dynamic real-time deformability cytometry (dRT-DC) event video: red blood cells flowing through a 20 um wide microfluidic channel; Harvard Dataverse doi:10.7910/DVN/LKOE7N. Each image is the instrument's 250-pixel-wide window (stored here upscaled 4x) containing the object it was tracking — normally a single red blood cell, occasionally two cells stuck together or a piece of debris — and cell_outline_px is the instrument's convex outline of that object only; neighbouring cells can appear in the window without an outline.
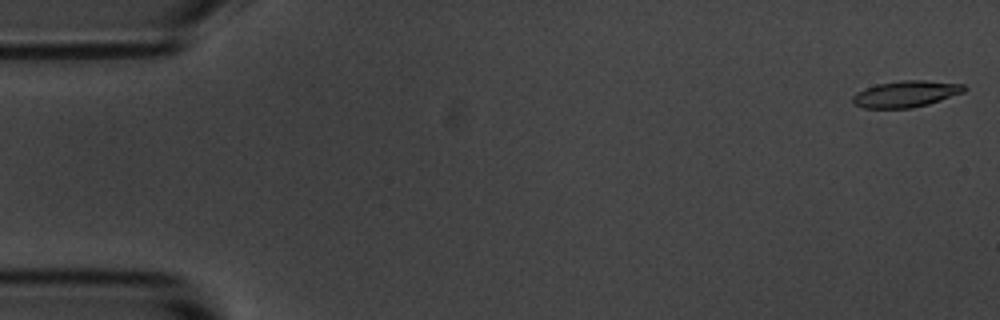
{"species": "common noctule bat (a hibernating species)", "species_latin": "Nyctalus noctula", "temperature_condition": "room temperature", "stored_images_in_passage": 5, "camera_frame_rate_fps": 3000, "um_per_image_px": 0.085, "animal": {"sex": "male", "body_mass_g": 20.1, "forearm_length_mm": 53.5}, "frame": {"image": 1, "passage_image": 1, "time_ms": 0.0, "image_size_px": [1000, 320], "cell_outline_px": [[968, 88], [964, 92], [928, 104], [912, 108], [864, 108], [852, 104], [852, 96], [856, 92], [864, 88], [876, 84], [900, 80], [924, 80], [964, 84]], "centroid_in_image_um": [76.97, 7.98], "position_along_channel_um": 8.0, "area_um2": 17.34}}
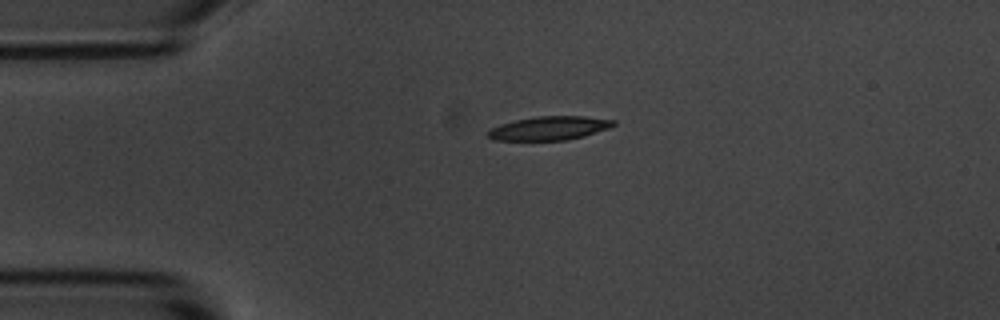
{"frame": {"image": 2, "passage_image": 4, "time_ms": 3.667, "image_size_px": [1000, 320], "cell_outline_px": [[616, 124], [608, 128], [584, 136], [564, 140], [492, 140], [484, 132], [488, 128], [512, 120], [540, 116], [584, 116], [616, 120]], "centroid_in_image_um": [46.62, 10.89], "position_along_channel_um": 38.4, "area_um2": 17.51}}